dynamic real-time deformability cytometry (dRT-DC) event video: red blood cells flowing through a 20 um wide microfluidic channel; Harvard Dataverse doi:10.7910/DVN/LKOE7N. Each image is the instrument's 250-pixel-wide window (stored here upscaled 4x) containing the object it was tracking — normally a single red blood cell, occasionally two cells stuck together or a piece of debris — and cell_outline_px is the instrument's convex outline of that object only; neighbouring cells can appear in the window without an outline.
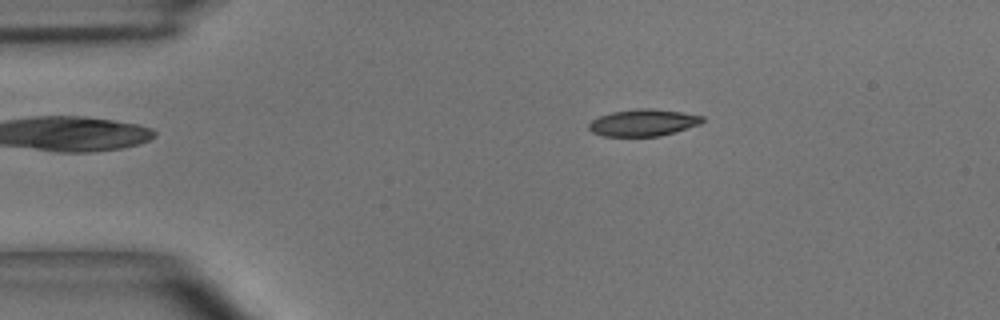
{"species": "common noctule bat (a hibernating species)", "species_latin": "Nyctalus noctula", "temperature_condition": "room temperature", "stored_images_in_passage": 41, "camera_frame_rate_fps": 3000, "um_per_image_px": 0.085, "animal": {"sex": "male", "body_mass_g": 15.6}, "frame": {"image": 1, "passage_image": 1, "time_ms": 0.0, "image_size_px": [1000, 320], "cell_outline_px": [[704, 120], [700, 124], [660, 136], [604, 136], [592, 132], [588, 128], [588, 124], [592, 120], [600, 116], [612, 112], [636, 108], [652, 108], [680, 112], [704, 116]], "centroid_in_image_um": [54.66, 10.42], "position_along_channel_um": 30.3, "area_um2": 17.69}}
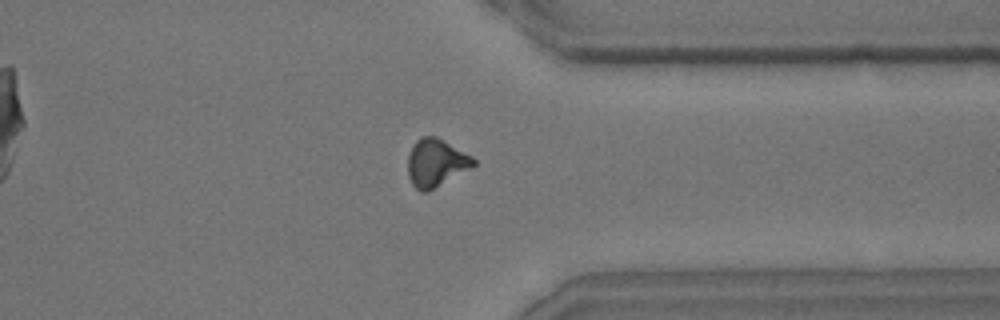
{"frame": {"image": 2, "passage_image": 30, "time_ms": 9.667, "image_size_px": [1000, 320], "cell_outline_px": [[476, 164], [472, 168], [428, 192], [420, 192], [412, 184], [408, 176], [408, 156], [416, 140], [420, 136], [436, 136], [472, 156], [476, 160]], "centroid_in_image_um": [37.06, 13.85], "position_along_channel_um": 374.3, "area_um2": 18.38}}
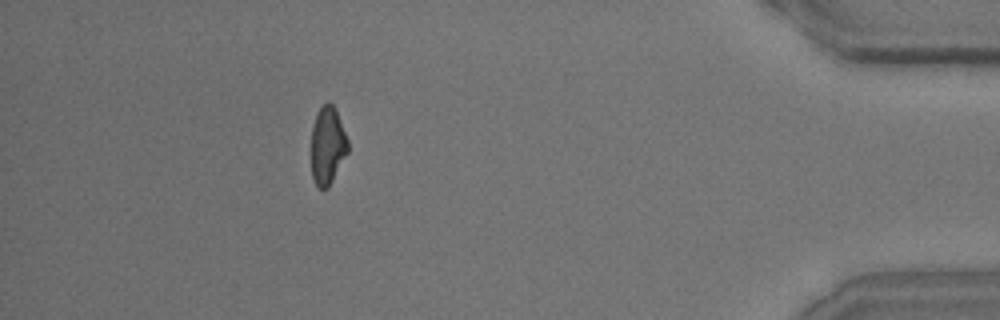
{"frame": {"image": 3, "passage_image": 36, "time_ms": 11.667, "image_size_px": [1000, 320], "cell_outline_px": [[348, 152], [328, 188], [320, 188], [316, 184], [312, 176], [312, 128], [316, 112], [328, 100], [336, 108], [348, 140]], "centroid_in_image_um": [27.85, 12.33], "position_along_channel_um": 407.3, "area_um2": 16.59}, "authors_computed_cell_mechanics": {"area_um2": 17.9758, "velocity_mm_per_s": 4.0735, "shape_relaxation_time_tau1_ms": 3.7272, "shape_relaxation_time_tau2_ms": 4.0689, "deformation_change_tau1": 0.1456, "deformation_change_tau2": 0.1134}}